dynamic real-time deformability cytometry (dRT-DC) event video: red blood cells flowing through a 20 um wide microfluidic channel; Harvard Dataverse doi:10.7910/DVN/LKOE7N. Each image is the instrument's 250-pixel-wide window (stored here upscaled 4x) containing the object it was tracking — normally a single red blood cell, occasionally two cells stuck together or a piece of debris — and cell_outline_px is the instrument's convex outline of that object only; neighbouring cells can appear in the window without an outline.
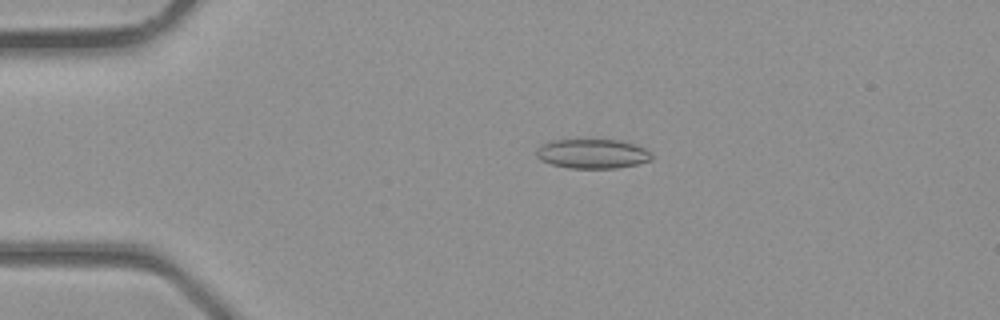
{"species": "common noctule bat (a hibernating species)", "species_latin": "Nyctalus noctula", "temperature_condition": "room temperature", "stored_images_in_passage": 39, "camera_frame_rate_fps": 3000, "um_per_image_px": 0.085, "animal": {"sex": "male", "body_mass_g": 23.1, "forearm_length_mm": 52.7}, "frame": {"image": 1, "passage_image": 9, "time_ms": 2.667, "image_size_px": [1000, 320], "cell_outline_px": [[652, 160], [636, 164], [616, 168], [568, 168], [552, 164], [540, 160], [536, 156], [536, 152], [544, 144], [556, 140], [620, 140], [644, 148], [652, 156]], "centroid_in_image_um": [50.36, 13.08], "position_along_channel_um": 34.6, "area_um2": 19.42}}
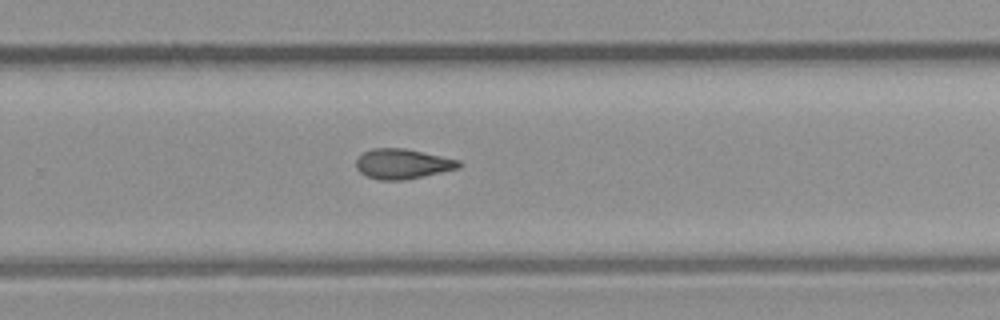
{"frame": {"image": 2, "passage_image": 26, "time_ms": 8.333, "image_size_px": [1000, 320], "cell_outline_px": [[464, 164], [460, 168], [408, 180], [380, 180], [368, 176], [360, 172], [356, 168], [356, 160], [364, 152], [372, 148], [404, 148], [460, 160]], "centroid_in_image_um": [34.26, 13.94], "position_along_channel_um": 295.5, "area_um2": 18.09}}
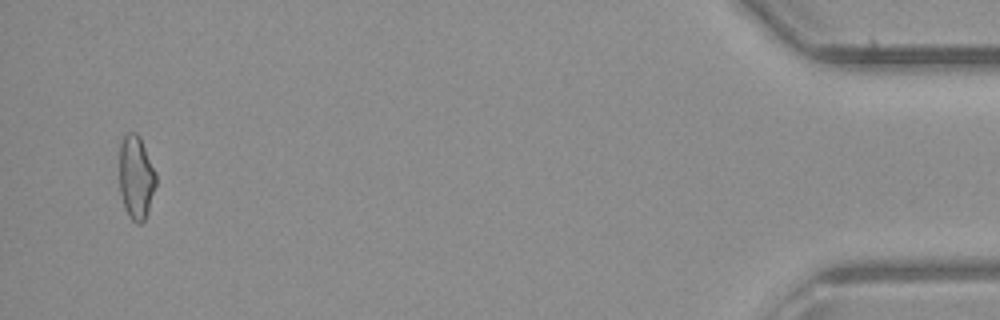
{"frame": {"image": 3, "passage_image": 38, "time_ms": 12.333, "image_size_px": [1000, 320], "cell_outline_px": [[156, 184], [144, 220], [140, 224], [136, 224], [128, 216], [120, 192], [120, 144], [124, 136], [128, 132], [136, 132], [140, 136], [156, 172]], "centroid_in_image_um": [11.57, 15.05], "position_along_channel_um": 423.6, "area_um2": 17.69}}